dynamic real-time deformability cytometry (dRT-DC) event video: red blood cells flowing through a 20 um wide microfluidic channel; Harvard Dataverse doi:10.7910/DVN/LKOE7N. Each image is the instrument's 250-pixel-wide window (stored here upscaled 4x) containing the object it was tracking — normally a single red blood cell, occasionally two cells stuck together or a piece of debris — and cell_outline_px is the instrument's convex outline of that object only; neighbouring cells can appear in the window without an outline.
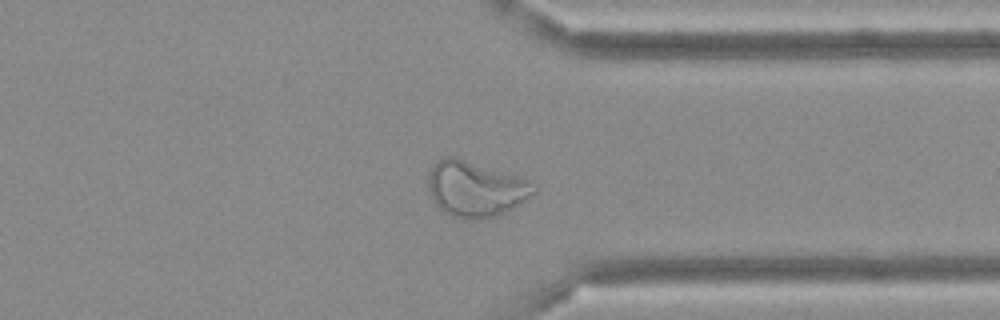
{"species": "Egyptian fruit bat (a non-hibernating species)", "species_latin": "Rousettus aegyptiacus", "temperature_condition": "cold", "stored_images_in_passage": 48, "camera_frame_rate_fps": 3000, "um_per_image_px": 0.085, "frame": {"image": 1, "passage_image": 37, "time_ms": 12.0, "image_size_px": [1000, 320], "cell_outline_px": [[536, 192], [512, 208], [496, 216], [464, 220], [452, 216], [444, 212], [436, 204], [432, 196], [428, 184], [428, 172], [436, 160], [444, 156], [452, 156], [516, 176], [528, 180], [536, 184]], "centroid_in_image_um": [40.39, 16.06], "position_along_channel_um": 371.0, "area_um2": 33.7}}
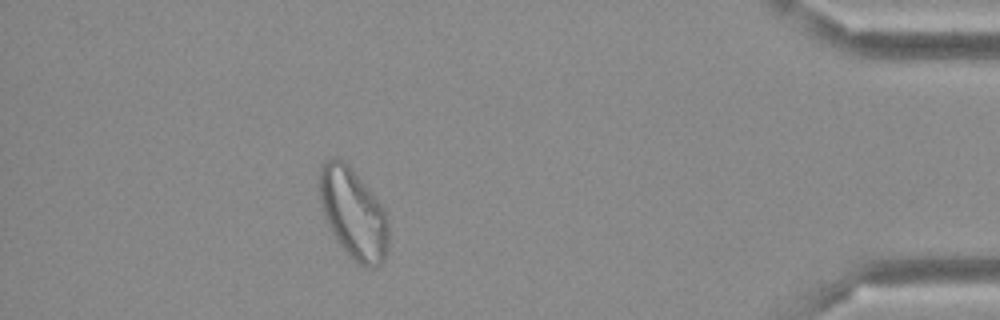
{"frame": {"image": 2, "passage_image": 43, "time_ms": 14.0, "image_size_px": [1000, 320], "cell_outline_px": [[388, 248], [384, 260], [376, 268], [364, 268], [348, 256], [336, 240], [324, 216], [320, 200], [320, 168], [332, 156], [336, 156], [344, 160], [352, 168], [384, 208], [388, 220]], "centroid_in_image_um": [30.05, 18.18], "position_along_channel_um": 405.2, "area_um2": 36.59}}